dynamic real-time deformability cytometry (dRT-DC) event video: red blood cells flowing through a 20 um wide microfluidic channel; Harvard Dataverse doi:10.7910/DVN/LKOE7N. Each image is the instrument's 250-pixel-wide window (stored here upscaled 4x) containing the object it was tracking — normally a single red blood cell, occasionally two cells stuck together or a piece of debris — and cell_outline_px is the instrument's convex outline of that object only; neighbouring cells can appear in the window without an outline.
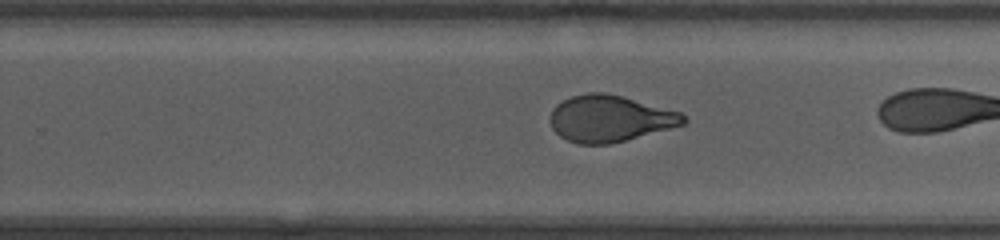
{"species": "human", "species_latin": "Homo sapiens", "temperature_condition": "room temperature", "stored_images_in_passage": 27, "camera_frame_rate_fps": 3000, "um_per_image_px": 0.085, "donor": {"sex": "female"}, "frame": {"image": 1, "passage_image": 20, "time_ms": 6.333, "image_size_px": [1000, 240], "cell_outline_px": [[688, 120], [684, 124], [624, 140], [608, 144], [576, 144], [560, 136], [552, 128], [548, 120], [552, 108], [556, 104], [572, 96], [588, 92], [604, 92], [620, 96], [680, 112]], "centroid_in_image_um": [51.77, 10.07], "position_along_channel_um": 278.0, "area_um2": 35.78}}
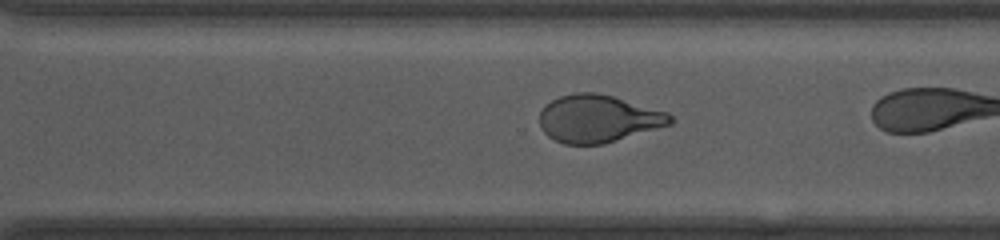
{"frame": {"image": 2, "passage_image": 23, "time_ms": 7.333, "image_size_px": [1000, 240], "cell_outline_px": [[676, 120], [672, 124], [604, 144], [564, 144], [548, 136], [540, 128], [540, 112], [544, 104], [560, 96], [576, 92], [596, 92], [612, 96], [668, 112]], "centroid_in_image_um": [50.85, 10.08], "position_along_channel_um": 319.8, "area_um2": 36.3}}